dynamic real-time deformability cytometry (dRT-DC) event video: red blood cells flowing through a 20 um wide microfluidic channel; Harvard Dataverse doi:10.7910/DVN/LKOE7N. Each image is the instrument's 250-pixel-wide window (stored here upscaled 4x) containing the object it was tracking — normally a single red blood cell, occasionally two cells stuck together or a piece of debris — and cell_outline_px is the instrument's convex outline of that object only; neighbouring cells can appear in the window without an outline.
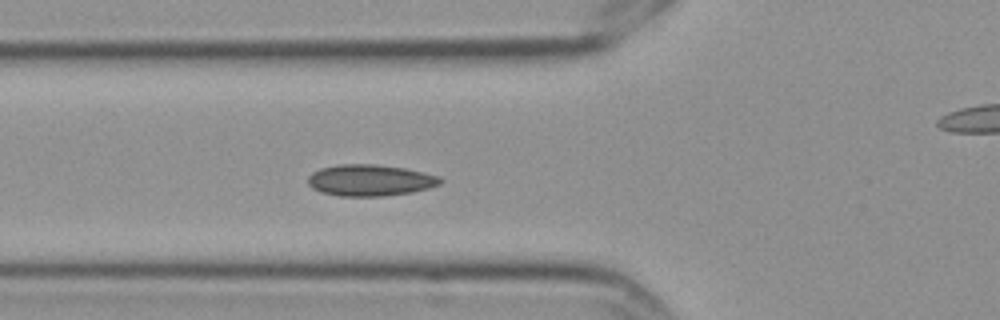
{"species": "Egyptian fruit bat (a non-hibernating species)", "species_latin": "Rousettus aegyptiacus", "temperature_condition": "cold", "stored_images_in_passage": 7, "segment_of_instrument_passage": [1, 2], "camera_frame_rate_fps": 3000, "um_per_image_px": 0.085, "frame": {"image": 1, "passage_image": 6, "time_ms": 1.667, "image_size_px": [1000, 320], "cell_outline_px": [[444, 180], [440, 184], [428, 188], [412, 192], [384, 196], [340, 196], [320, 192], [312, 188], [308, 184], [308, 176], [312, 172], [320, 168], [340, 164], [376, 164], [404, 168], [440, 176]], "centroid_in_image_um": [31.45, 15.32], "position_along_channel_um": 94.4, "area_um2": 24.33}}